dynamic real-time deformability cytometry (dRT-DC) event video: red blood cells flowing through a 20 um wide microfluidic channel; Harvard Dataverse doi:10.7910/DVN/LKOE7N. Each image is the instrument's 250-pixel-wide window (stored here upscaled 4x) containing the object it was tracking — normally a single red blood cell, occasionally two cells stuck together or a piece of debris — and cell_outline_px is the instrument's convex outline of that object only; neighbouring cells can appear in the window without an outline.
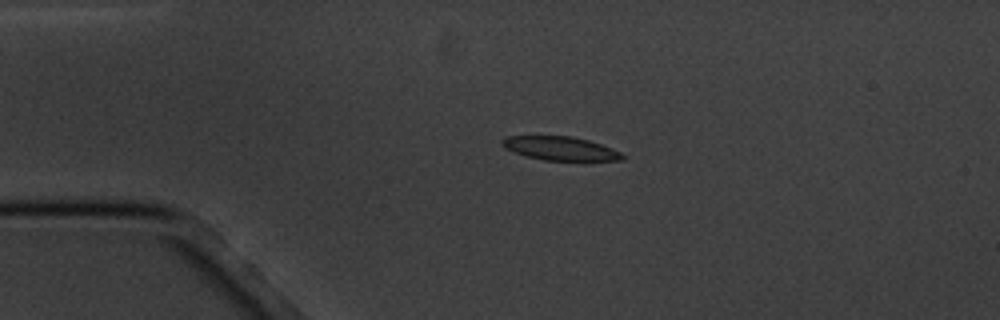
{"species": "common noctule bat (a hibernating species)", "species_latin": "Nyctalus noctula", "temperature_condition": "cold", "stored_images_in_passage": 2, "camera_frame_rate_fps": 3000, "um_per_image_px": 0.085, "animal": {"sex": "male", "body_mass_g": 20.1, "forearm_length_mm": 53.5}, "frame": {"image": 1, "passage_image": 1, "time_ms": 0.0, "image_size_px": [1000, 320], "cell_outline_px": [[628, 156], [624, 160], [584, 164], [544, 160], [524, 156], [504, 148], [500, 144], [500, 140], [504, 136], [572, 136], [588, 140], [600, 144], [620, 152]], "centroid_in_image_um": [47.72, 12.68], "position_along_channel_um": 37.3, "area_um2": 17.86}}